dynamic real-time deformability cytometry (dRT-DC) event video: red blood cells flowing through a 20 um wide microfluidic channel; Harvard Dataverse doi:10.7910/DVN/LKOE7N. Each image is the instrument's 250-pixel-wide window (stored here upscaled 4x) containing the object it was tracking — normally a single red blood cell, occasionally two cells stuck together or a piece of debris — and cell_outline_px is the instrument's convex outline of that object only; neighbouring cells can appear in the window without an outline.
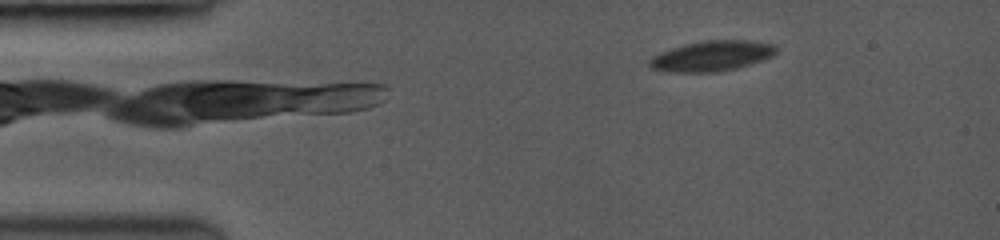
{"species": "common noctule bat (a hibernating species)", "species_latin": "Nyctalus noctula", "temperature_condition": "room temperature", "stored_images_in_passage": 31, "camera_frame_rate_fps": 3500, "um_per_image_px": 0.085, "animal": {"sex": "female", "body_mass_g": 19.0, "forearm_length_mm": 53.3}, "frame": {"image": 1, "passage_image": 3, "time_ms": 0.571, "image_size_px": [1000, 240], "cell_outline_px": [[776, 52], [760, 60], [748, 64], [732, 68], [708, 72], [680, 72], [652, 68], [648, 64], [648, 60], [664, 52], [688, 44], [708, 40], [744, 40], [772, 44], [776, 48]], "centroid_in_image_um": [60.51, 4.75], "position_along_channel_um": 24.5, "area_um2": 21.15}}
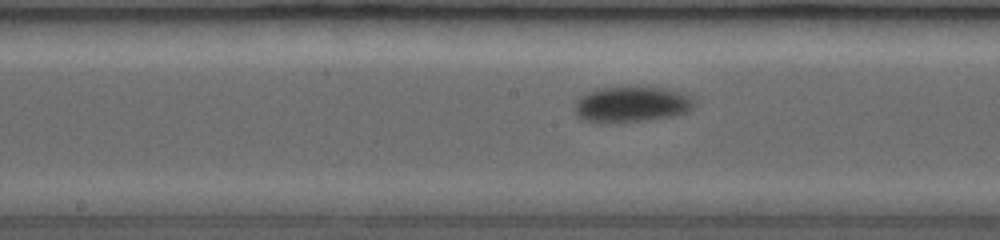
{"frame": {"image": 2, "passage_image": 19, "time_ms": 5.143, "image_size_px": [1000, 240], "cell_outline_px": [[688, 108], [684, 112], [668, 116], [640, 120], [592, 124], [584, 120], [576, 112], [576, 104], [584, 96], [600, 88], [628, 84], [636, 84], [656, 88], [672, 92], [684, 96], [688, 100]], "centroid_in_image_um": [53.5, 8.85], "position_along_channel_um": 194.7, "area_um2": 23.81}}
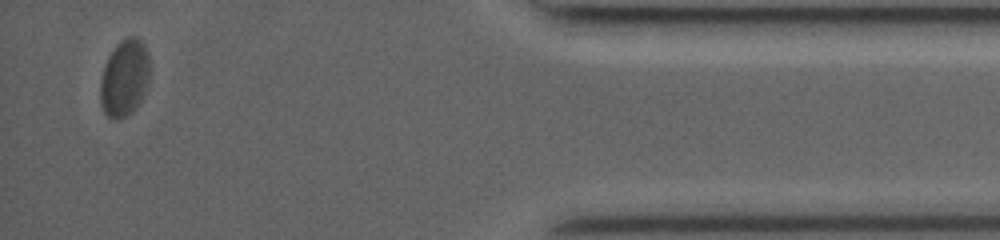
{"frame": {"image": 3, "passage_image": 31, "time_ms": 8.571, "image_size_px": [1000, 240], "cell_outline_px": [[148, 88], [136, 108], [132, 112], [116, 120], [112, 120], [104, 112], [100, 100], [100, 80], [104, 64], [108, 56], [116, 44], [120, 40], [128, 36], [136, 36], [144, 44], [148, 52]], "centroid_in_image_um": [10.57, 6.62], "position_along_channel_um": 424.6, "area_um2": 22.43}}